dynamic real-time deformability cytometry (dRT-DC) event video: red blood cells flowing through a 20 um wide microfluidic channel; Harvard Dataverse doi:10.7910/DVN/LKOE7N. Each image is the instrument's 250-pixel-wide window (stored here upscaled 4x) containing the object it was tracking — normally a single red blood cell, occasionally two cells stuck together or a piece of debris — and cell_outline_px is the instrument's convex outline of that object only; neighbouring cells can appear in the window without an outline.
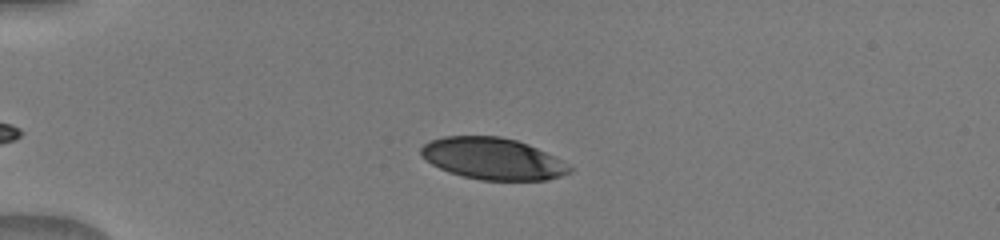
{"species": "human", "species_latin": "Homo sapiens", "temperature_condition": "warm", "stored_images_in_passage": 37, "camera_frame_rate_fps": 3000, "um_per_image_px": 0.085, "donor": {"sex": "male"}, "frame": {"image": 1, "passage_image": 5, "time_ms": 1.333, "image_size_px": [1000, 240], "cell_outline_px": [[572, 168], [568, 172], [560, 176], [548, 180], [480, 180], [448, 172], [432, 164], [420, 156], [420, 148], [424, 144], [432, 140], [444, 136], [500, 136], [516, 140], [528, 144], [560, 160]], "centroid_in_image_um": [41.83, 13.48], "position_along_channel_um": 43.2, "area_um2": 35.78}}
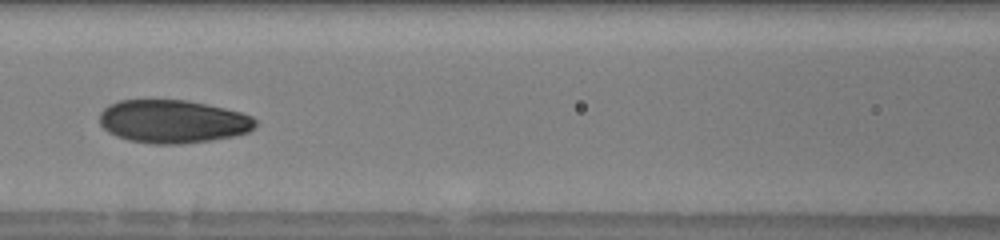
{"frame": {"image": 2, "passage_image": 16, "time_ms": 5.0, "image_size_px": [1000, 240], "cell_outline_px": [[256, 128], [248, 132], [232, 136], [212, 140], [180, 144], [152, 144], [128, 140], [116, 136], [108, 132], [100, 124], [100, 112], [108, 104], [120, 100], [188, 100], [208, 104], [240, 112], [252, 116], [256, 120]], "centroid_in_image_um": [14.69, 10.32], "position_along_channel_um": 151.9, "area_um2": 39.42}}
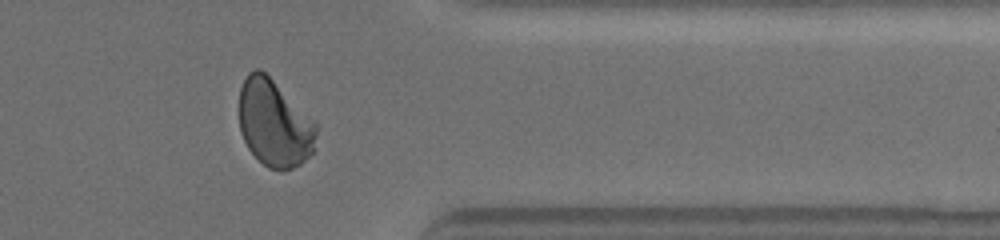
{"frame": {"image": 3, "passage_image": 34, "time_ms": 11.0, "image_size_px": [1000, 240], "cell_outline_px": [[316, 136], [312, 152], [300, 164], [292, 168], [268, 168], [248, 148], [240, 132], [240, 88], [248, 72], [256, 68], [260, 68], [316, 120]], "centroid_in_image_um": [23.33, 10.44], "position_along_channel_um": 388.1, "area_um2": 38.84}}